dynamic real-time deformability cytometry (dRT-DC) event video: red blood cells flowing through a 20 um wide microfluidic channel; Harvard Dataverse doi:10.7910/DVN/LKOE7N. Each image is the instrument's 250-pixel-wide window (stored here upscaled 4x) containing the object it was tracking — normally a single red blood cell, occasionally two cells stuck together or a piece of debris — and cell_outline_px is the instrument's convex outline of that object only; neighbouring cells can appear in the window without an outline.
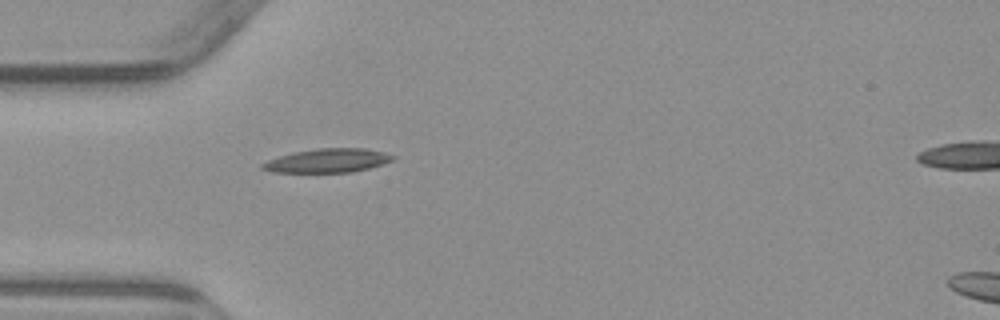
{"species": "common noctule bat (a hibernating species)", "species_latin": "Nyctalus noctula", "temperature_condition": "warm", "stored_images_in_passage": 2, "camera_frame_rate_fps": 3000, "um_per_image_px": 0.085, "animal": {"sex": "male", "body_mass_g": 23.1, "forearm_length_mm": 52.7}, "frame": {"image": 1, "passage_image": 2, "time_ms": 2.333, "image_size_px": [1000, 320], "cell_outline_px": [[396, 156], [392, 160], [384, 164], [352, 172], [272, 172], [260, 168], [260, 164], [268, 160], [292, 152], [316, 148], [364, 148], [384, 152]], "centroid_in_image_um": [27.84, 13.64], "position_along_channel_um": 57.2, "area_um2": 18.15}}